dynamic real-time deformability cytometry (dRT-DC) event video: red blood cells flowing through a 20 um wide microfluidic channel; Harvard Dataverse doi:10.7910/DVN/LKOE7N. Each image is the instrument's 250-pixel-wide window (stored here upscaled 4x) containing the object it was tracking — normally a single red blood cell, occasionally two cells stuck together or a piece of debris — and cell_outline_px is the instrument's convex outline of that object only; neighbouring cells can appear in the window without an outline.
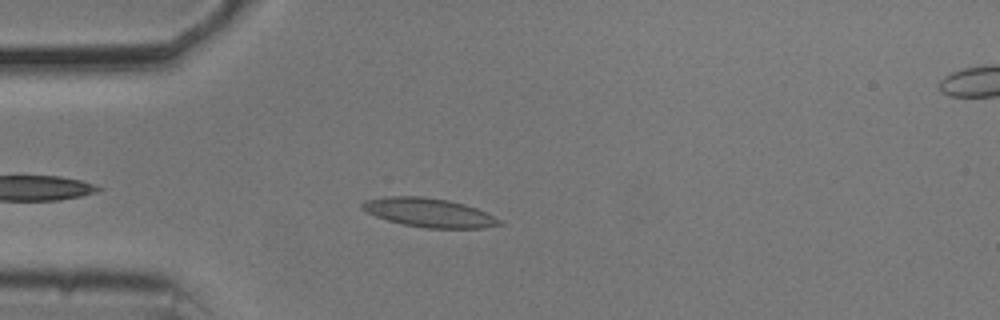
{"species": "common noctule bat (a hibernating species)", "species_latin": "Nyctalus noctula", "temperature_condition": "cold", "stored_images_in_passage": 37, "camera_frame_rate_fps": 3000, "um_per_image_px": 0.085, "animal": {"sex": "male", "body_mass_g": 20.5, "forearm_length_mm": 52.5}, "frame": {"image": 1, "passage_image": 6, "time_ms": 1.667, "image_size_px": [1000, 320], "cell_outline_px": [[504, 224], [484, 228], [424, 228], [404, 224], [388, 220], [376, 216], [360, 208], [360, 204], [364, 200], [384, 196], [424, 196], [448, 200], [464, 204], [476, 208], [500, 220]], "centroid_in_image_um": [36.43, 18.06], "position_along_channel_um": 48.6, "area_um2": 23.06}}
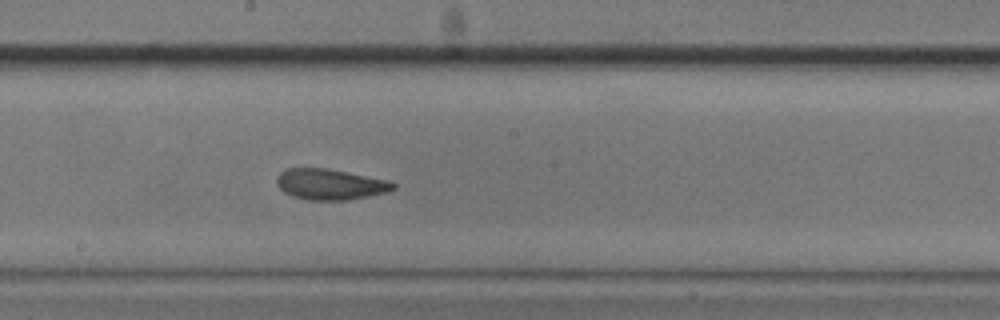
{"frame": {"image": 2, "passage_image": 21, "time_ms": 6.667, "image_size_px": [1000, 320], "cell_outline_px": [[396, 188], [388, 192], [348, 200], [308, 200], [292, 196], [284, 192], [276, 184], [276, 180], [280, 172], [288, 168], [328, 168], [388, 180], [396, 184]], "centroid_in_image_um": [28.07, 15.67], "position_along_channel_um": 220.1, "area_um2": 20.98}}
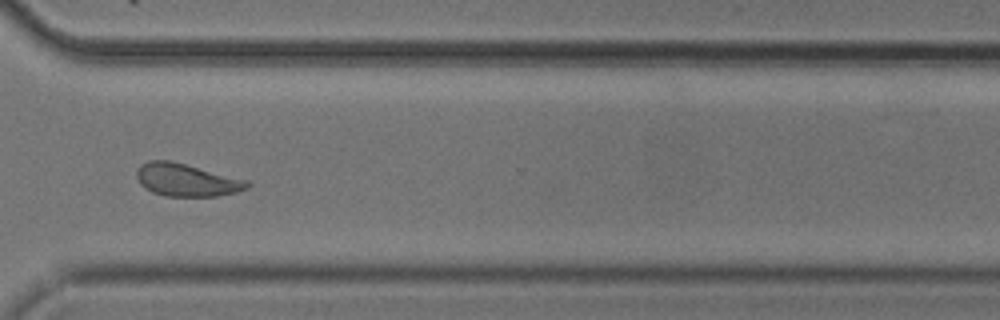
{"frame": {"image": 3, "passage_image": 32, "time_ms": 10.333, "image_size_px": [1000, 320], "cell_outline_px": [[252, 184], [248, 188], [236, 192], [216, 196], [164, 196], [152, 192], [144, 188], [140, 184], [136, 176], [136, 168], [140, 164], [148, 160], [172, 160], [248, 180]], "centroid_in_image_um": [15.83, 15.28], "position_along_channel_um": 354.8, "area_um2": 21.39}, "authors_computed_cell_mechanics": {"area_um2": 21.1548, "velocity_mm_per_s": 3.6898, "shape_relaxation_time_tau1_ms": 4.0717, "shape_relaxation_time_tau2_ms": 2.0497, "deformation_change_tau1": 0.1221, "deformation_change_tau2": 0.0913}}